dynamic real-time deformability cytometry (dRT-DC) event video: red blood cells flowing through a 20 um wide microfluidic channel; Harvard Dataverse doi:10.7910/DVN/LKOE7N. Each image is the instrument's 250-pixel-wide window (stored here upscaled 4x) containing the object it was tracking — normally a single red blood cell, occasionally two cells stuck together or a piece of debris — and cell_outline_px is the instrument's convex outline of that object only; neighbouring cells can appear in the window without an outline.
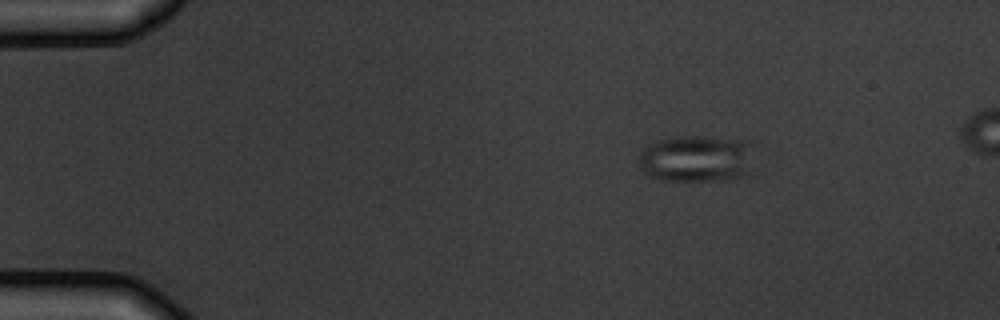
{"species": "common noctule bat (a hibernating species)", "species_latin": "Nyctalus noctula", "temperature_condition": "warm", "stored_images_in_passage": 4, "camera_frame_rate_fps": 3000, "um_per_image_px": 0.085, "animal": {"sex": "male", "body_mass_g": 19.5, "forearm_length_mm": 54.6}, "frame": {"image": 1, "passage_image": 1, "time_ms": 0.0, "image_size_px": [1000, 320], "cell_outline_px": [[756, 172], [752, 176], [724, 180], [660, 180], [644, 172], [640, 168], [640, 152], [644, 148], [660, 140], [696, 136], [752, 140]], "centroid_in_image_um": [59.41, 13.51], "position_along_channel_um": 25.6, "area_um2": 32.31}}